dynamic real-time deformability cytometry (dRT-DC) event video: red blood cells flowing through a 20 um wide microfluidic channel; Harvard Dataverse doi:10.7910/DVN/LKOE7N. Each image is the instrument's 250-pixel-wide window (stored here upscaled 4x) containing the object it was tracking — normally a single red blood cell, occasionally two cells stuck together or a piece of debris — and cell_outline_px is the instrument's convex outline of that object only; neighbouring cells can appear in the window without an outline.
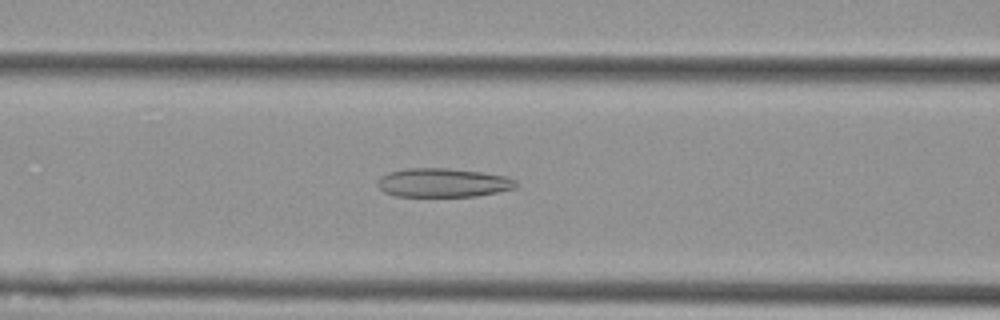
{"species": "Egyptian fruit bat (a non-hibernating species)", "species_latin": "Rousettus aegyptiacus", "temperature_condition": "cold", "stored_images_in_passage": 36, "camera_frame_rate_fps": 3000, "um_per_image_px": 0.085, "animal": {"sex": "female"}, "frame": {"image": 1, "passage_image": 10, "time_ms": 3.0, "image_size_px": [1000, 320], "cell_outline_px": [[516, 188], [476, 196], [396, 196], [384, 192], [376, 184], [380, 176], [388, 172], [404, 168], [448, 168], [480, 172], [504, 176], [516, 180]], "centroid_in_image_um": [37.61, 15.52], "position_along_channel_um": 129.0, "area_um2": 23.24}}
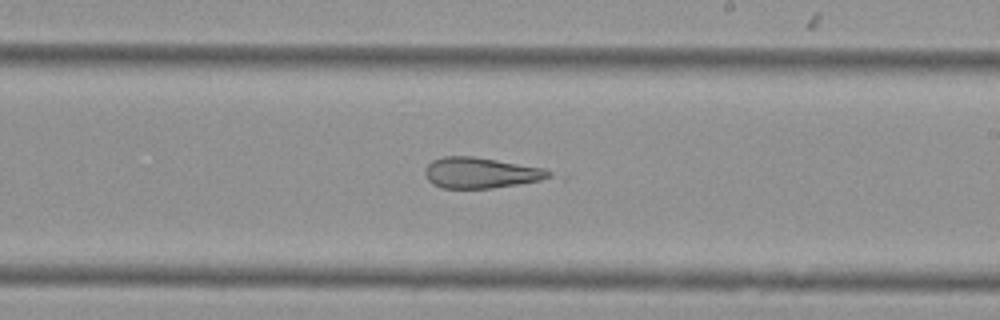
{"frame": {"image": 2, "passage_image": 20, "time_ms": 6.333, "image_size_px": [1000, 320], "cell_outline_px": [[568, 176], [564, 180], [492, 188], [440, 188], [432, 184], [428, 180], [424, 172], [424, 168], [432, 160], [444, 156], [472, 156], [544, 168]], "centroid_in_image_um": [41.19, 14.72], "position_along_channel_um": 247.8, "area_um2": 23.76}}
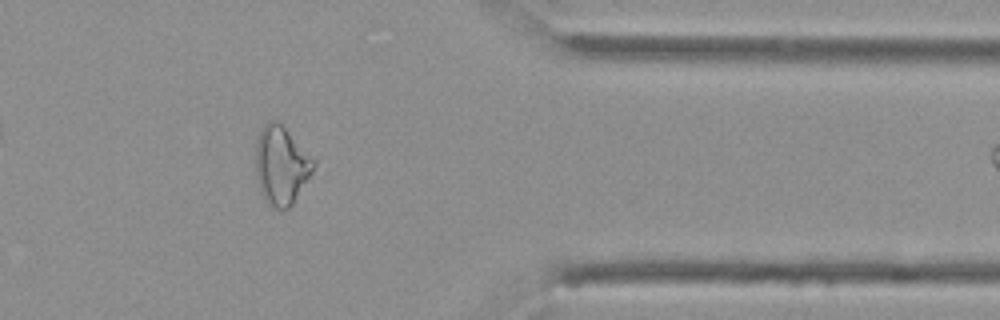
{"frame": {"image": 3, "passage_image": 33, "time_ms": 10.667, "image_size_px": [1000, 320], "cell_outline_px": [[316, 164], [312, 172], [292, 204], [288, 208], [280, 212], [272, 208], [264, 200], [260, 192], [256, 176], [256, 140], [260, 128], [268, 120], [280, 120], [316, 160]], "centroid_in_image_um": [23.9, 14.03], "position_along_channel_um": 387.5, "area_um2": 27.17}}